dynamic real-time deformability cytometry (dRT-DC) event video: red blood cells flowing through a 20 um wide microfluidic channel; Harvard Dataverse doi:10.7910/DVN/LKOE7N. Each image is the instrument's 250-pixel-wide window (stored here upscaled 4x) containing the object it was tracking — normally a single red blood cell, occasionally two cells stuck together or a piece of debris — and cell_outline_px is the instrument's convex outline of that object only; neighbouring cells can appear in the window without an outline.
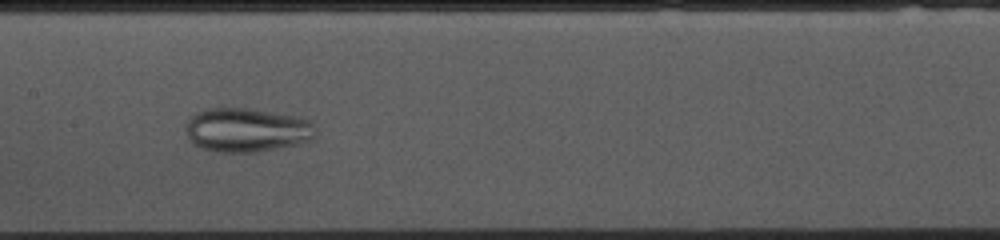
{"species": "common noctule bat (a hibernating species)", "species_latin": "Nyctalus noctula", "temperature_condition": "cold", "stored_images_in_passage": 53, "camera_frame_rate_fps": 3000, "um_per_image_px": 0.085, "animal": {"sex": "female", "body_mass_g": 10.0, "forearm_length_mm": 53.1}, "frame": {"image": 1, "passage_image": 25, "time_ms": 8.0, "image_size_px": [1000, 240], "cell_outline_px": [[316, 136], [312, 140], [300, 144], [256, 152], [220, 152], [204, 148], [196, 144], [188, 136], [188, 120], [196, 112], [204, 108], [248, 108], [300, 116], [312, 120], [316, 132]], "centroid_in_image_um": [21.07, 11.03], "position_along_channel_um": 186.3, "area_um2": 33.41}}
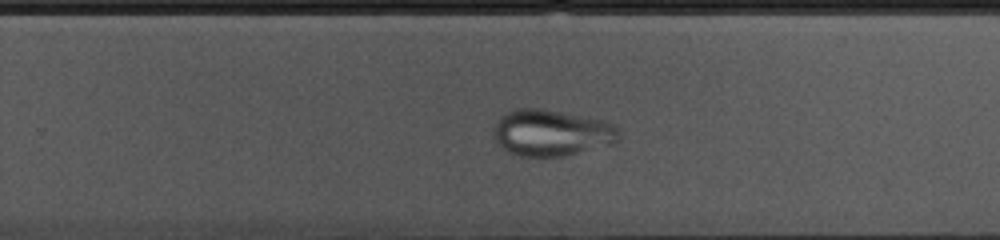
{"frame": {"image": 2, "passage_image": 33, "time_ms": 10.667, "image_size_px": [1000, 240], "cell_outline_px": [[620, 136], [612, 144], [564, 156], [520, 156], [508, 152], [496, 140], [496, 120], [500, 116], [512, 108], [544, 108], [600, 120], [616, 124], [620, 132]], "centroid_in_image_um": [46.89, 11.27], "position_along_channel_um": 282.9, "area_um2": 33.7}}
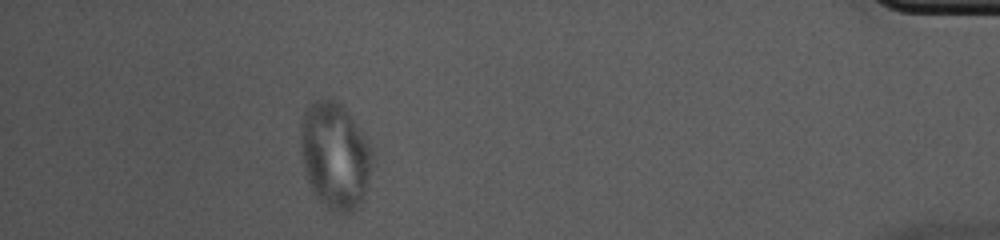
{"frame": {"image": 3, "passage_image": 48, "time_ms": 15.667, "image_size_px": [1000, 240], "cell_outline_px": [[372, 164], [364, 196], [360, 204], [352, 212], [332, 212], [316, 196], [308, 180], [304, 168], [300, 152], [300, 124], [304, 112], [308, 104], [316, 100], [328, 96], [332, 96], [348, 112], [372, 148]], "centroid_in_image_um": [28.45, 13.18], "position_along_channel_um": 406.8, "area_um2": 44.68}}